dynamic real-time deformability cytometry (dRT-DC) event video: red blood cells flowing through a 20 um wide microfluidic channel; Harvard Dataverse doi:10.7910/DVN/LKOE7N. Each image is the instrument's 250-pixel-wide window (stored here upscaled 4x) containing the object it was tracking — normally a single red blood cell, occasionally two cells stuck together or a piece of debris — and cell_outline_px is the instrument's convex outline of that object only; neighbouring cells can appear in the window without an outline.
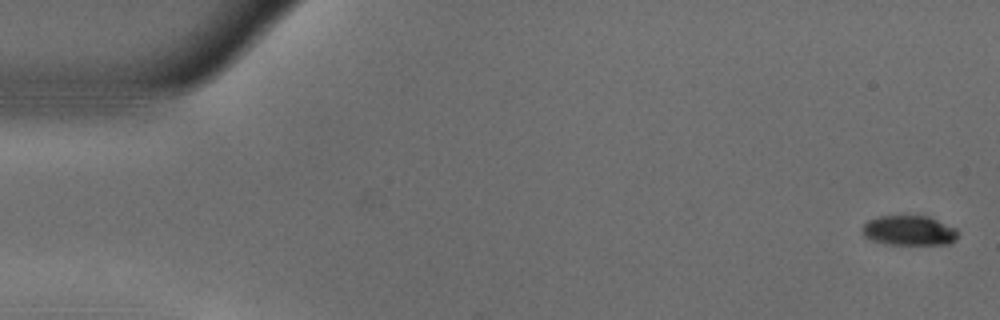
{"species": "common noctule bat (a hibernating species)", "species_latin": "Nyctalus noctula", "temperature_condition": "warm", "stored_images_in_passage": 54, "camera_frame_rate_fps": 3000, "um_per_image_px": 0.085, "animal": {"sex": "male", "body_mass_g": 18.8}, "frame": {"image": 1, "passage_image": 1, "time_ms": 0.0, "image_size_px": [1000, 320], "cell_outline_px": [[960, 232], [956, 240], [948, 244], [884, 244], [872, 240], [864, 236], [864, 224], [868, 220], [880, 216], [928, 216], [956, 228]], "centroid_in_image_um": [77.32, 19.6], "position_along_channel_um": 7.7, "area_um2": 16.59}}
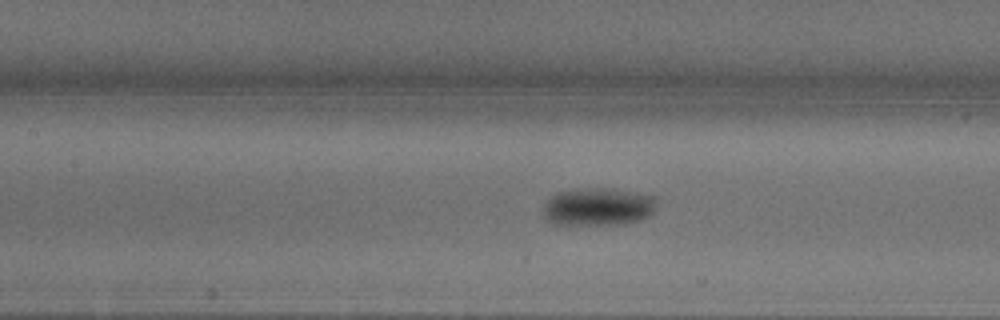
{"frame": {"image": 2, "passage_image": 24, "time_ms": 7.667, "image_size_px": [1000, 320], "cell_outline_px": [[656, 204], [652, 212], [648, 216], [640, 220], [628, 224], [556, 224], [548, 220], [544, 216], [544, 204], [556, 192], [576, 188], [604, 188], [636, 192], [656, 196]], "centroid_in_image_um": [50.85, 17.56], "position_along_channel_um": 156.5, "area_um2": 25.09}}
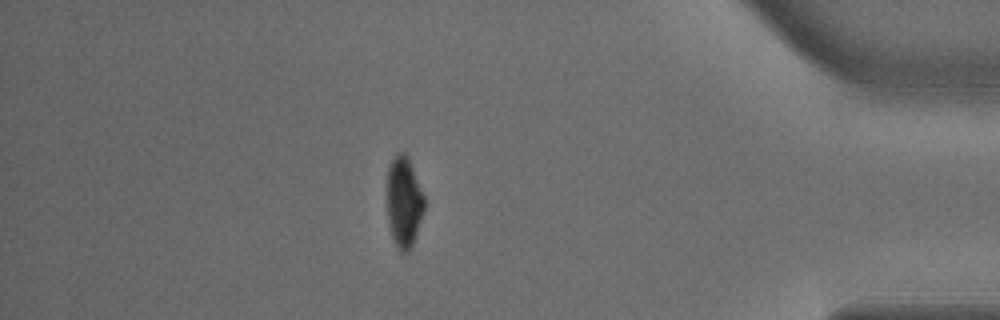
{"frame": {"image": 3, "passage_image": 47, "time_ms": 15.333, "image_size_px": [1000, 320], "cell_outline_px": [[424, 208], [412, 244], [408, 252], [400, 252], [396, 248], [388, 224], [388, 168], [396, 152], [404, 152], [408, 156], [424, 196]], "centroid_in_image_um": [34.32, 17.16], "position_along_channel_um": 400.9, "area_um2": 19.36}, "authors_computed_cell_mechanics": {"area_um2": 21.2704, "velocity_mm_per_s": 3.7139, "shape_relaxation_time_tau1_ms": 3.4707, "shape_relaxation_time_tau2_ms": null, "deformation_change_tau1": 0.1464, "deformation_change_tau2": null}}